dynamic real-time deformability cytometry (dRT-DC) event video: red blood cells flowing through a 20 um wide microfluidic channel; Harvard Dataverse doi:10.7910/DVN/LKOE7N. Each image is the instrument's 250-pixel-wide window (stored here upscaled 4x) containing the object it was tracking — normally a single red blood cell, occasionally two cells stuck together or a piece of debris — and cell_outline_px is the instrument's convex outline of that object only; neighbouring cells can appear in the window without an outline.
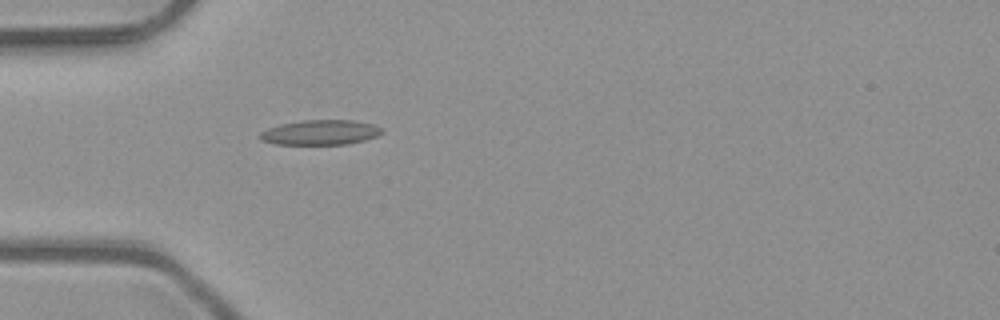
{"species": "common noctule bat (a hibernating species)", "species_latin": "Nyctalus noctula", "temperature_condition": "room temperature", "stored_images_in_passage": 5, "camera_frame_rate_fps": 3000, "um_per_image_px": 0.085, "animal": {"sex": "male", "body_mass_g": 23.1, "forearm_length_mm": 52.7}, "frame": {"image": 1, "passage_image": 5, "time_ms": 1.333, "image_size_px": [1000, 320], "cell_outline_px": [[380, 132], [376, 136], [364, 140], [348, 144], [276, 144], [260, 140], [256, 136], [260, 132], [268, 128], [280, 124], [300, 120], [352, 120], [372, 124], [380, 128]], "centroid_in_image_um": [27.14, 11.25], "position_along_channel_um": 57.9, "area_um2": 17.63}}